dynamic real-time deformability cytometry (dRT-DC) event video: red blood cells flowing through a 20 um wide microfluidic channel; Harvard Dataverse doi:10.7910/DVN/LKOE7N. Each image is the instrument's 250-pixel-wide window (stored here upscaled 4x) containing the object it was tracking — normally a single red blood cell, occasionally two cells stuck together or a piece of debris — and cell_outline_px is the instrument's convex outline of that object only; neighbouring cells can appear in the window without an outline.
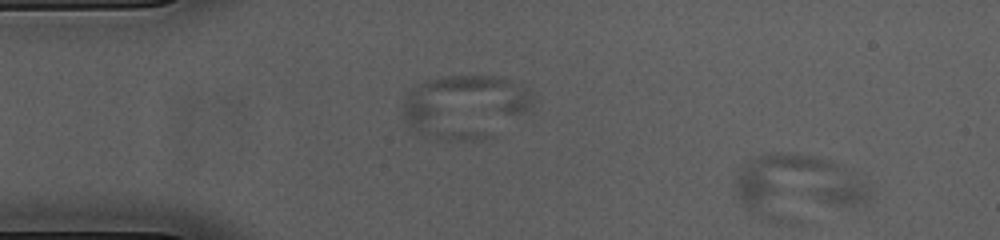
{"species": "common noctule bat (a hibernating species)", "species_latin": "Nyctalus noctula", "temperature_condition": "cold", "stored_images_in_passage": 4, "camera_frame_rate_fps": 3000, "um_per_image_px": 0.085, "animal": {"sex": "female", "body_mass_g": 23.0, "forearm_length_mm": 53.4}, "frame": {"image": 1, "passage_image": 1, "time_ms": 0.0, "image_size_px": [1000, 240], "cell_outline_px": [[868, 204], [792, 224], [788, 224], [764, 220], [752, 216], [736, 192], [736, 184], [740, 168], [752, 156], [772, 152], [784, 152], [816, 156], [832, 160], [852, 172], [868, 184]], "centroid_in_image_um": [67.81, 15.93], "position_along_channel_um": 17.2, "area_um2": 51.96}}